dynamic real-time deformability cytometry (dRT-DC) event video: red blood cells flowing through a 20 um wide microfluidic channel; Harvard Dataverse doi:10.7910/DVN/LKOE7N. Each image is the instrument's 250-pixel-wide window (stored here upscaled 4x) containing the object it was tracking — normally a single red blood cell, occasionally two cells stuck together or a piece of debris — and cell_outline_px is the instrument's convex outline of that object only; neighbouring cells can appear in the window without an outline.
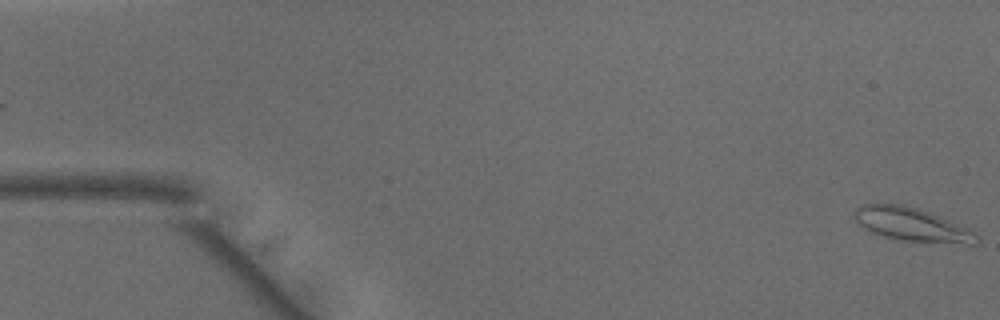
{"species": "common noctule bat (a hibernating species)", "species_latin": "Nyctalus noctula", "temperature_condition": "warm", "stored_images_in_passage": 49, "camera_frame_rate_fps": 3000, "um_per_image_px": 0.085, "animal": {"sex": "male", "body_mass_g": 15.6}, "frame": {"image": 1, "passage_image": 1, "time_ms": 0.0, "image_size_px": [1000, 320], "cell_outline_px": [[980, 244], [968, 244], [896, 240], [860, 228], [852, 216], [852, 212], [860, 204], [904, 204], [928, 212], [968, 228], [980, 236]], "centroid_in_image_um": [77.46, 19.09], "position_along_channel_um": 7.5, "area_um2": 24.1}}
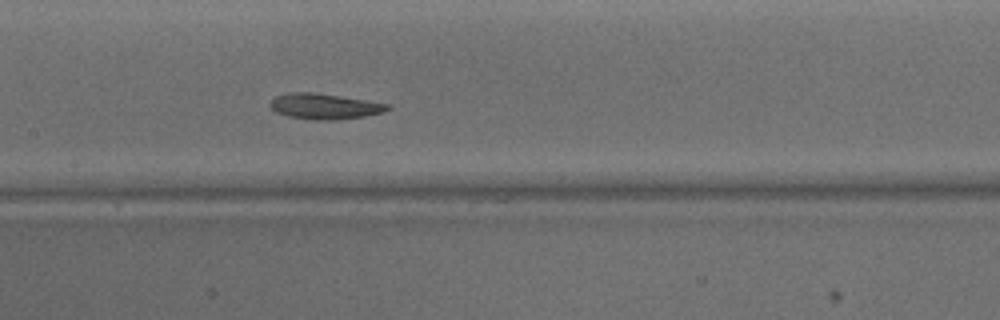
{"frame": {"image": 2, "passage_image": 24, "time_ms": 7.667, "image_size_px": [1000, 320], "cell_outline_px": [[392, 108], [384, 112], [364, 116], [336, 120], [312, 120], [288, 116], [276, 112], [272, 108], [272, 100], [276, 96], [288, 92], [312, 92], [392, 104]], "centroid_in_image_um": [27.64, 9.04], "position_along_channel_um": 179.8, "area_um2": 17.46}}
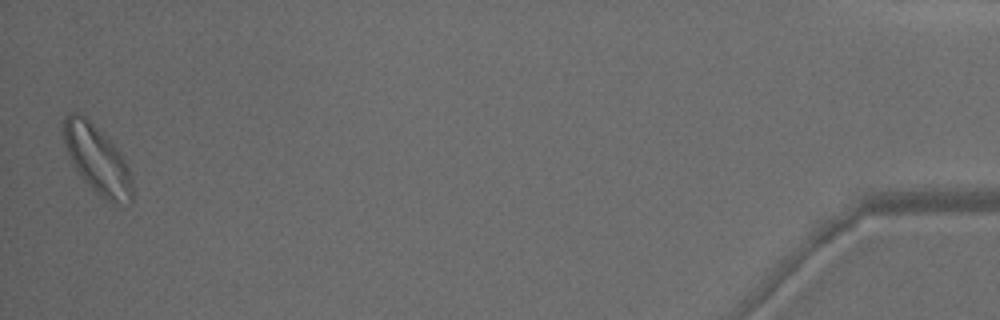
{"frame": {"image": 3, "passage_image": 49, "time_ms": 16.0, "image_size_px": [1000, 320], "cell_outline_px": [[132, 204], [112, 204], [104, 200], [84, 180], [76, 168], [68, 152], [64, 140], [64, 116], [68, 112], [80, 112], [120, 152], [128, 168], [132, 180]], "centroid_in_image_um": [8.28, 13.6], "position_along_channel_um": 426.9, "area_um2": 26.7}, "authors_computed_cell_mechanics": {"area_um2": 19.652, "velocity_mm_per_s": 4.0764, "shape_relaxation_time_tau1_ms": 4.3993, "shape_relaxation_time_tau2_ms": 3.8493, "deformation_change_tau1": 0.1535, "deformation_change_tau2": 0.1018}}